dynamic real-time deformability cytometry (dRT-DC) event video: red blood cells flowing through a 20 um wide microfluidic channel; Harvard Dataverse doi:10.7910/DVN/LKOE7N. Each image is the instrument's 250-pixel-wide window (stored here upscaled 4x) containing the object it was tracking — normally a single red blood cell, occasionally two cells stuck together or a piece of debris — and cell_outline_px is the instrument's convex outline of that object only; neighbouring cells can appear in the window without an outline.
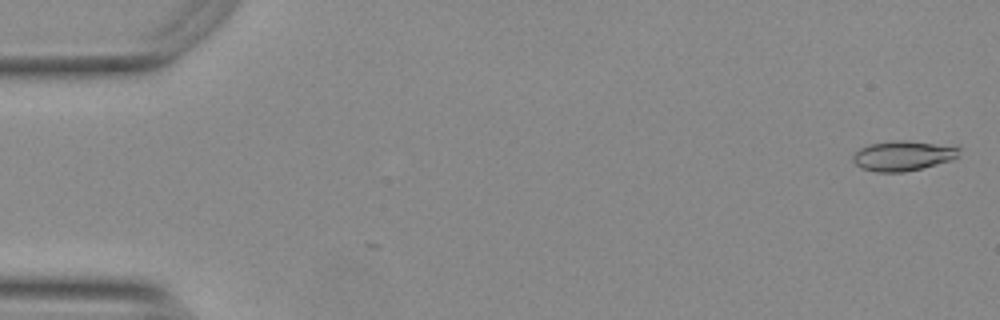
{"species": "Egyptian fruit bat (a non-hibernating species)", "species_latin": "Rousettus aegyptiacus", "temperature_condition": "warm", "stored_images_in_passage": 3, "camera_frame_rate_fps": 3000, "um_per_image_px": 0.085, "animal": {"sex": "female"}, "frame": {"image": 1, "passage_image": 1, "time_ms": 0.0, "image_size_px": [1000, 320], "cell_outline_px": [[960, 156], [952, 160], [904, 172], [876, 172], [860, 168], [852, 160], [852, 156], [860, 148], [868, 144], [892, 140], [904, 140], [960, 148]], "centroid_in_image_um": [76.7, 13.25], "position_along_channel_um": 8.3, "area_um2": 18.38}}